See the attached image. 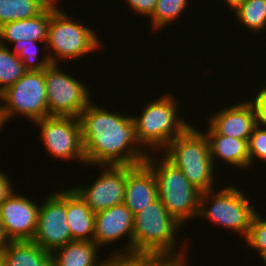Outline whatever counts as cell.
Returning <instances> with one entry per match:
<instances>
[{"instance_id":"2e32d148","label":"cell","mask_w":266,"mask_h":266,"mask_svg":"<svg viewBox=\"0 0 266 266\" xmlns=\"http://www.w3.org/2000/svg\"><path fill=\"white\" fill-rule=\"evenodd\" d=\"M157 198V182L153 171L145 163L126 166L124 204L133 215Z\"/></svg>"},{"instance_id":"d4e9b609","label":"cell","mask_w":266,"mask_h":266,"mask_svg":"<svg viewBox=\"0 0 266 266\" xmlns=\"http://www.w3.org/2000/svg\"><path fill=\"white\" fill-rule=\"evenodd\" d=\"M189 0H158L151 17L153 29L160 30L167 24L178 20L187 8ZM188 2V3H187ZM173 21V22H172Z\"/></svg>"},{"instance_id":"f546056e","label":"cell","mask_w":266,"mask_h":266,"mask_svg":"<svg viewBox=\"0 0 266 266\" xmlns=\"http://www.w3.org/2000/svg\"><path fill=\"white\" fill-rule=\"evenodd\" d=\"M255 111L256 125L266 127V86L250 101Z\"/></svg>"},{"instance_id":"44dd1931","label":"cell","mask_w":266,"mask_h":266,"mask_svg":"<svg viewBox=\"0 0 266 266\" xmlns=\"http://www.w3.org/2000/svg\"><path fill=\"white\" fill-rule=\"evenodd\" d=\"M94 241L73 240L51 253L52 266H101Z\"/></svg>"},{"instance_id":"30bf717a","label":"cell","mask_w":266,"mask_h":266,"mask_svg":"<svg viewBox=\"0 0 266 266\" xmlns=\"http://www.w3.org/2000/svg\"><path fill=\"white\" fill-rule=\"evenodd\" d=\"M41 130L42 143L52 157L83 162L86 156L77 117L48 116L34 121Z\"/></svg>"},{"instance_id":"cb8c5ba5","label":"cell","mask_w":266,"mask_h":266,"mask_svg":"<svg viewBox=\"0 0 266 266\" xmlns=\"http://www.w3.org/2000/svg\"><path fill=\"white\" fill-rule=\"evenodd\" d=\"M27 70L16 54L8 46L0 44V93L15 84Z\"/></svg>"},{"instance_id":"4316f807","label":"cell","mask_w":266,"mask_h":266,"mask_svg":"<svg viewBox=\"0 0 266 266\" xmlns=\"http://www.w3.org/2000/svg\"><path fill=\"white\" fill-rule=\"evenodd\" d=\"M110 256L103 260L101 266H162L164 264L160 259L148 254L111 253Z\"/></svg>"},{"instance_id":"6da1fadb","label":"cell","mask_w":266,"mask_h":266,"mask_svg":"<svg viewBox=\"0 0 266 266\" xmlns=\"http://www.w3.org/2000/svg\"><path fill=\"white\" fill-rule=\"evenodd\" d=\"M90 102L78 116L86 165L136 166L150 155L138 139L132 116ZM137 146V147H136Z\"/></svg>"},{"instance_id":"8fae6325","label":"cell","mask_w":266,"mask_h":266,"mask_svg":"<svg viewBox=\"0 0 266 266\" xmlns=\"http://www.w3.org/2000/svg\"><path fill=\"white\" fill-rule=\"evenodd\" d=\"M46 197L39 207L37 229L32 241L52 253L73 240L66 216V189Z\"/></svg>"},{"instance_id":"f1b7e54d","label":"cell","mask_w":266,"mask_h":266,"mask_svg":"<svg viewBox=\"0 0 266 266\" xmlns=\"http://www.w3.org/2000/svg\"><path fill=\"white\" fill-rule=\"evenodd\" d=\"M249 163L255 164L256 158L266 161V127L255 126L248 141Z\"/></svg>"},{"instance_id":"4fadbf2b","label":"cell","mask_w":266,"mask_h":266,"mask_svg":"<svg viewBox=\"0 0 266 266\" xmlns=\"http://www.w3.org/2000/svg\"><path fill=\"white\" fill-rule=\"evenodd\" d=\"M40 205L14 191L0 205V221L9 241L32 240L37 229Z\"/></svg>"},{"instance_id":"7c38bea8","label":"cell","mask_w":266,"mask_h":266,"mask_svg":"<svg viewBox=\"0 0 266 266\" xmlns=\"http://www.w3.org/2000/svg\"><path fill=\"white\" fill-rule=\"evenodd\" d=\"M105 167L90 186L72 188L95 213L124 203L126 166Z\"/></svg>"},{"instance_id":"ffe728a7","label":"cell","mask_w":266,"mask_h":266,"mask_svg":"<svg viewBox=\"0 0 266 266\" xmlns=\"http://www.w3.org/2000/svg\"><path fill=\"white\" fill-rule=\"evenodd\" d=\"M4 266H52L51 252L32 240L9 241L0 251Z\"/></svg>"},{"instance_id":"74e56055","label":"cell","mask_w":266,"mask_h":266,"mask_svg":"<svg viewBox=\"0 0 266 266\" xmlns=\"http://www.w3.org/2000/svg\"><path fill=\"white\" fill-rule=\"evenodd\" d=\"M0 266H4L2 259L0 258Z\"/></svg>"},{"instance_id":"1f68e13d","label":"cell","mask_w":266,"mask_h":266,"mask_svg":"<svg viewBox=\"0 0 266 266\" xmlns=\"http://www.w3.org/2000/svg\"><path fill=\"white\" fill-rule=\"evenodd\" d=\"M12 180L0 171V205L11 195L13 192Z\"/></svg>"},{"instance_id":"9a60e30c","label":"cell","mask_w":266,"mask_h":266,"mask_svg":"<svg viewBox=\"0 0 266 266\" xmlns=\"http://www.w3.org/2000/svg\"><path fill=\"white\" fill-rule=\"evenodd\" d=\"M210 118L208 125L219 135L243 140H249L256 126L255 111L249 100L223 108Z\"/></svg>"},{"instance_id":"d6a6232c","label":"cell","mask_w":266,"mask_h":266,"mask_svg":"<svg viewBox=\"0 0 266 266\" xmlns=\"http://www.w3.org/2000/svg\"><path fill=\"white\" fill-rule=\"evenodd\" d=\"M225 3L233 10V12L241 6L246 0H224Z\"/></svg>"},{"instance_id":"5bb4252c","label":"cell","mask_w":266,"mask_h":266,"mask_svg":"<svg viewBox=\"0 0 266 266\" xmlns=\"http://www.w3.org/2000/svg\"><path fill=\"white\" fill-rule=\"evenodd\" d=\"M134 215L124 203L95 214L94 242L101 248L128 235L124 250L114 254H132Z\"/></svg>"},{"instance_id":"8d00e7d4","label":"cell","mask_w":266,"mask_h":266,"mask_svg":"<svg viewBox=\"0 0 266 266\" xmlns=\"http://www.w3.org/2000/svg\"><path fill=\"white\" fill-rule=\"evenodd\" d=\"M4 126L2 118L0 117V129Z\"/></svg>"},{"instance_id":"e0dca14e","label":"cell","mask_w":266,"mask_h":266,"mask_svg":"<svg viewBox=\"0 0 266 266\" xmlns=\"http://www.w3.org/2000/svg\"><path fill=\"white\" fill-rule=\"evenodd\" d=\"M50 23V4L38 15L6 23L0 27V44L8 46L18 40L47 41Z\"/></svg>"},{"instance_id":"7a4b0ae2","label":"cell","mask_w":266,"mask_h":266,"mask_svg":"<svg viewBox=\"0 0 266 266\" xmlns=\"http://www.w3.org/2000/svg\"><path fill=\"white\" fill-rule=\"evenodd\" d=\"M181 227L157 198L134 215L132 254H148L164 264H188V256L182 249V253L174 251Z\"/></svg>"},{"instance_id":"8992f818","label":"cell","mask_w":266,"mask_h":266,"mask_svg":"<svg viewBox=\"0 0 266 266\" xmlns=\"http://www.w3.org/2000/svg\"><path fill=\"white\" fill-rule=\"evenodd\" d=\"M177 101L168 93L144 106L141 115L132 116L138 139L147 151L151 149V153H155L154 150L159 153L191 126L178 116Z\"/></svg>"},{"instance_id":"e575fe53","label":"cell","mask_w":266,"mask_h":266,"mask_svg":"<svg viewBox=\"0 0 266 266\" xmlns=\"http://www.w3.org/2000/svg\"><path fill=\"white\" fill-rule=\"evenodd\" d=\"M260 257L262 258V260L264 261L265 265H266V250L262 253L259 254Z\"/></svg>"},{"instance_id":"ba28073f","label":"cell","mask_w":266,"mask_h":266,"mask_svg":"<svg viewBox=\"0 0 266 266\" xmlns=\"http://www.w3.org/2000/svg\"><path fill=\"white\" fill-rule=\"evenodd\" d=\"M0 101L3 102L0 104L3 124L17 114L24 115L31 122L48 117L44 70L27 71L15 84L0 93Z\"/></svg>"},{"instance_id":"836d02e7","label":"cell","mask_w":266,"mask_h":266,"mask_svg":"<svg viewBox=\"0 0 266 266\" xmlns=\"http://www.w3.org/2000/svg\"><path fill=\"white\" fill-rule=\"evenodd\" d=\"M9 242V240L7 239L5 232L3 230V226L1 224L0 221V251L1 249Z\"/></svg>"},{"instance_id":"52a82bcc","label":"cell","mask_w":266,"mask_h":266,"mask_svg":"<svg viewBox=\"0 0 266 266\" xmlns=\"http://www.w3.org/2000/svg\"><path fill=\"white\" fill-rule=\"evenodd\" d=\"M245 195L236 186L229 184L220 191L213 189L203 192L199 200L198 218L200 216L209 219L215 224L239 233L240 236L243 235L245 239L257 213ZM207 200H211L209 204L211 206L208 208Z\"/></svg>"},{"instance_id":"4dcf8cb0","label":"cell","mask_w":266,"mask_h":266,"mask_svg":"<svg viewBox=\"0 0 266 266\" xmlns=\"http://www.w3.org/2000/svg\"><path fill=\"white\" fill-rule=\"evenodd\" d=\"M133 11L144 16H151L158 0H125Z\"/></svg>"},{"instance_id":"9c48e42d","label":"cell","mask_w":266,"mask_h":266,"mask_svg":"<svg viewBox=\"0 0 266 266\" xmlns=\"http://www.w3.org/2000/svg\"><path fill=\"white\" fill-rule=\"evenodd\" d=\"M57 66L51 64L44 70L49 116L78 118L92 102L90 90L87 85L62 72Z\"/></svg>"},{"instance_id":"d590c367","label":"cell","mask_w":266,"mask_h":266,"mask_svg":"<svg viewBox=\"0 0 266 266\" xmlns=\"http://www.w3.org/2000/svg\"><path fill=\"white\" fill-rule=\"evenodd\" d=\"M187 264H163L162 266H186Z\"/></svg>"},{"instance_id":"d6986e66","label":"cell","mask_w":266,"mask_h":266,"mask_svg":"<svg viewBox=\"0 0 266 266\" xmlns=\"http://www.w3.org/2000/svg\"><path fill=\"white\" fill-rule=\"evenodd\" d=\"M95 214L72 188L66 189V216L72 240H94Z\"/></svg>"},{"instance_id":"3957f363","label":"cell","mask_w":266,"mask_h":266,"mask_svg":"<svg viewBox=\"0 0 266 266\" xmlns=\"http://www.w3.org/2000/svg\"><path fill=\"white\" fill-rule=\"evenodd\" d=\"M161 151L201 193L214 189L215 168L210 155L209 140L204 132L191 125Z\"/></svg>"},{"instance_id":"7402d4cb","label":"cell","mask_w":266,"mask_h":266,"mask_svg":"<svg viewBox=\"0 0 266 266\" xmlns=\"http://www.w3.org/2000/svg\"><path fill=\"white\" fill-rule=\"evenodd\" d=\"M53 0H0V27L40 14Z\"/></svg>"},{"instance_id":"603a6c76","label":"cell","mask_w":266,"mask_h":266,"mask_svg":"<svg viewBox=\"0 0 266 266\" xmlns=\"http://www.w3.org/2000/svg\"><path fill=\"white\" fill-rule=\"evenodd\" d=\"M234 12L247 30L260 33L266 29V0H246Z\"/></svg>"},{"instance_id":"277c9868","label":"cell","mask_w":266,"mask_h":266,"mask_svg":"<svg viewBox=\"0 0 266 266\" xmlns=\"http://www.w3.org/2000/svg\"><path fill=\"white\" fill-rule=\"evenodd\" d=\"M150 154L144 163L154 173L158 198L168 213L181 225L198 217L201 192L163 155L157 164L158 160Z\"/></svg>"},{"instance_id":"484cf974","label":"cell","mask_w":266,"mask_h":266,"mask_svg":"<svg viewBox=\"0 0 266 266\" xmlns=\"http://www.w3.org/2000/svg\"><path fill=\"white\" fill-rule=\"evenodd\" d=\"M14 48L11 52L16 54L18 58L23 62L24 68L27 71H42L45 70L52 62L48 54H45L44 58L37 59L38 55V42L33 40H18L14 43ZM39 60V62L37 61Z\"/></svg>"},{"instance_id":"5b68a950","label":"cell","mask_w":266,"mask_h":266,"mask_svg":"<svg viewBox=\"0 0 266 266\" xmlns=\"http://www.w3.org/2000/svg\"><path fill=\"white\" fill-rule=\"evenodd\" d=\"M55 3H58V0L50 3V23L46 41V46L51 49L48 55L52 64L59 65L58 60L62 59L76 60L99 50L103 43L98 34L91 27L79 24V20L76 22L75 18L73 19Z\"/></svg>"},{"instance_id":"ac0fdd59","label":"cell","mask_w":266,"mask_h":266,"mask_svg":"<svg viewBox=\"0 0 266 266\" xmlns=\"http://www.w3.org/2000/svg\"><path fill=\"white\" fill-rule=\"evenodd\" d=\"M209 140L210 155L215 166V159L220 158L233 165V168L240 167L247 169L249 163L248 141L234 137L219 135L210 125L205 133Z\"/></svg>"},{"instance_id":"83f0119b","label":"cell","mask_w":266,"mask_h":266,"mask_svg":"<svg viewBox=\"0 0 266 266\" xmlns=\"http://www.w3.org/2000/svg\"><path fill=\"white\" fill-rule=\"evenodd\" d=\"M244 240H246L247 246L256 250L258 254L266 250V220L258 212L254 216Z\"/></svg>"}]
</instances>
